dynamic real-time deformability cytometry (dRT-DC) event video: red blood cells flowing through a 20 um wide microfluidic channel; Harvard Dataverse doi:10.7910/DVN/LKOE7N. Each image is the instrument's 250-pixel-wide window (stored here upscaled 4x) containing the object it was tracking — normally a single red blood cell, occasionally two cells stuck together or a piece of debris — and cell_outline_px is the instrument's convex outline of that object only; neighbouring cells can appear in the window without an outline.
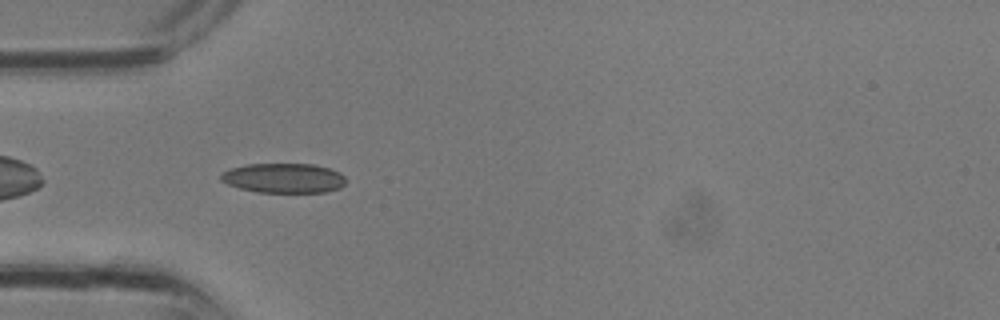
{"species": "common noctule bat (a hibernating species)", "species_latin": "Nyctalus noctula", "temperature_condition": "room temperature", "stored_images_in_passage": 23, "camera_frame_rate_fps": 3000, "um_per_image_px": 0.085, "animal": {"sex": "male", "body_mass_g": 13.3}, "frame": {"image": 1, "passage_image": 1, "time_ms": 0.0, "image_size_px": [1000, 320], "cell_outline_px": [[348, 180], [340, 188], [324, 192], [256, 192], [240, 188], [228, 184], [220, 180], [220, 176], [224, 172], [232, 168], [248, 164], [316, 164], [340, 172]], "centroid_in_image_um": [24.15, 15.14], "position_along_channel_um": 60.8, "area_um2": 21.62}}
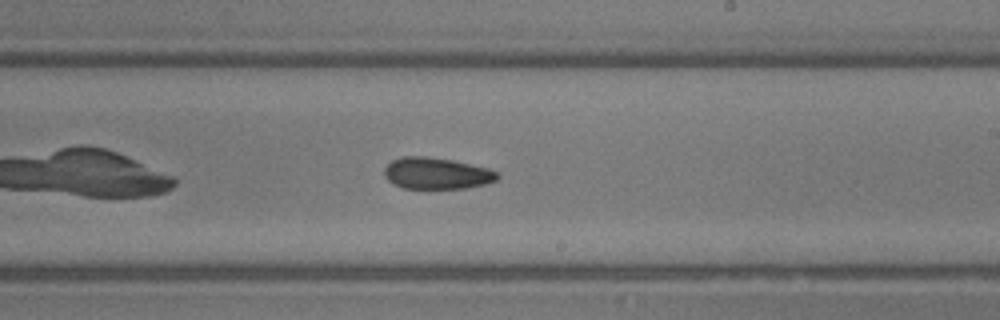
{"frame": {"image": 2, "passage_image": 10, "time_ms": 3.0, "image_size_px": [1000, 320], "cell_outline_px": [[500, 176], [496, 180], [484, 184], [464, 188], [404, 188], [388, 180], [384, 176], [384, 168], [392, 160], [404, 156], [428, 156], [452, 160], [488, 168], [496, 172]], "centroid_in_image_um": [37.1, 14.72], "position_along_channel_um": 251.9, "area_um2": 20.58}}
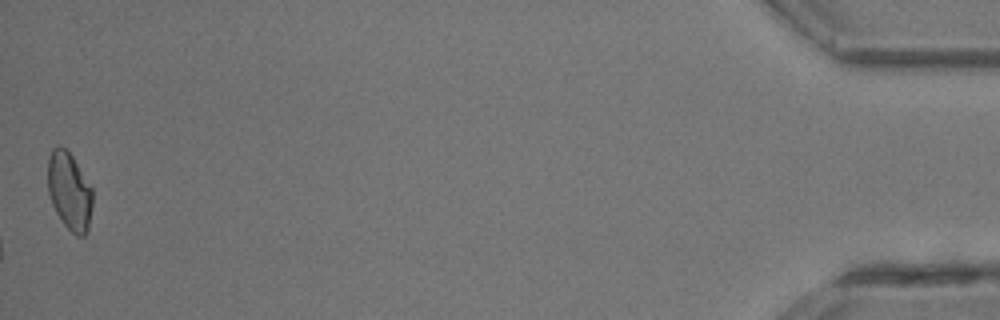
{"frame": {"image": 3, "passage_image": 23, "time_ms": 7.333, "image_size_px": [1000, 320], "cell_outline_px": [[92, 204], [88, 232], [84, 236], [76, 236], [64, 224], [56, 212], [52, 204], [48, 192], [48, 156], [52, 148], [64, 148], [72, 156], [92, 188]], "centroid_in_image_um": [5.9, 16.28], "position_along_channel_um": 429.3, "area_um2": 20.11}}